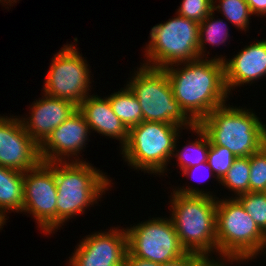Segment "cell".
<instances>
[{
  "instance_id": "9c48e42d",
  "label": "cell",
  "mask_w": 266,
  "mask_h": 266,
  "mask_svg": "<svg viewBox=\"0 0 266 266\" xmlns=\"http://www.w3.org/2000/svg\"><path fill=\"white\" fill-rule=\"evenodd\" d=\"M90 72L78 48L74 44H66L52 59L43 91L78 107L89 96Z\"/></svg>"
},
{
  "instance_id": "4316f807",
  "label": "cell",
  "mask_w": 266,
  "mask_h": 266,
  "mask_svg": "<svg viewBox=\"0 0 266 266\" xmlns=\"http://www.w3.org/2000/svg\"><path fill=\"white\" fill-rule=\"evenodd\" d=\"M213 11V0H182L177 14L201 23Z\"/></svg>"
},
{
  "instance_id": "ffe728a7",
  "label": "cell",
  "mask_w": 266,
  "mask_h": 266,
  "mask_svg": "<svg viewBox=\"0 0 266 266\" xmlns=\"http://www.w3.org/2000/svg\"><path fill=\"white\" fill-rule=\"evenodd\" d=\"M191 131L196 133L198 138L193 142H188L181 150H177L176 143L174 147L173 157L177 158L178 167L182 170L194 167L201 163L207 162L208 151L210 148V139L205 131L195 124L190 128ZM176 151V152H175ZM176 153V154H175Z\"/></svg>"
},
{
  "instance_id": "7c38bea8",
  "label": "cell",
  "mask_w": 266,
  "mask_h": 266,
  "mask_svg": "<svg viewBox=\"0 0 266 266\" xmlns=\"http://www.w3.org/2000/svg\"><path fill=\"white\" fill-rule=\"evenodd\" d=\"M118 228L87 235L69 257V266H124L128 238L126 229Z\"/></svg>"
},
{
  "instance_id": "7a4b0ae2",
  "label": "cell",
  "mask_w": 266,
  "mask_h": 266,
  "mask_svg": "<svg viewBox=\"0 0 266 266\" xmlns=\"http://www.w3.org/2000/svg\"><path fill=\"white\" fill-rule=\"evenodd\" d=\"M215 196L198 187L173 189L170 218L187 252L199 253L208 258L211 252L217 253Z\"/></svg>"
},
{
  "instance_id": "30bf717a",
  "label": "cell",
  "mask_w": 266,
  "mask_h": 266,
  "mask_svg": "<svg viewBox=\"0 0 266 266\" xmlns=\"http://www.w3.org/2000/svg\"><path fill=\"white\" fill-rule=\"evenodd\" d=\"M128 252L135 257L165 264L187 253L169 217L152 218L126 229Z\"/></svg>"
},
{
  "instance_id": "44dd1931",
  "label": "cell",
  "mask_w": 266,
  "mask_h": 266,
  "mask_svg": "<svg viewBox=\"0 0 266 266\" xmlns=\"http://www.w3.org/2000/svg\"><path fill=\"white\" fill-rule=\"evenodd\" d=\"M214 11H212L206 19H204L199 25V56L200 58H205L204 56L206 50L205 45L207 43L213 46L225 43L228 40L229 29L227 28V23L223 22L222 19H217L213 17ZM214 19V20H213ZM207 42V43H205Z\"/></svg>"
},
{
  "instance_id": "d4e9b609",
  "label": "cell",
  "mask_w": 266,
  "mask_h": 266,
  "mask_svg": "<svg viewBox=\"0 0 266 266\" xmlns=\"http://www.w3.org/2000/svg\"><path fill=\"white\" fill-rule=\"evenodd\" d=\"M250 192H266V144L249 157Z\"/></svg>"
},
{
  "instance_id": "d6a6232c",
  "label": "cell",
  "mask_w": 266,
  "mask_h": 266,
  "mask_svg": "<svg viewBox=\"0 0 266 266\" xmlns=\"http://www.w3.org/2000/svg\"><path fill=\"white\" fill-rule=\"evenodd\" d=\"M0 2H1V4L3 3V4H5V5H9V6H11V4L13 3L14 4V2L16 3L17 1L16 0H0ZM9 3V4H8Z\"/></svg>"
},
{
  "instance_id": "2e32d148",
  "label": "cell",
  "mask_w": 266,
  "mask_h": 266,
  "mask_svg": "<svg viewBox=\"0 0 266 266\" xmlns=\"http://www.w3.org/2000/svg\"><path fill=\"white\" fill-rule=\"evenodd\" d=\"M225 84L230 95L231 89L249 84L266 77V39L246 45L231 60L225 59Z\"/></svg>"
},
{
  "instance_id": "cb8c5ba5",
  "label": "cell",
  "mask_w": 266,
  "mask_h": 266,
  "mask_svg": "<svg viewBox=\"0 0 266 266\" xmlns=\"http://www.w3.org/2000/svg\"><path fill=\"white\" fill-rule=\"evenodd\" d=\"M236 199L251 216L259 229L266 235V192H248Z\"/></svg>"
},
{
  "instance_id": "1f68e13d",
  "label": "cell",
  "mask_w": 266,
  "mask_h": 266,
  "mask_svg": "<svg viewBox=\"0 0 266 266\" xmlns=\"http://www.w3.org/2000/svg\"><path fill=\"white\" fill-rule=\"evenodd\" d=\"M7 215H4L2 212H0V229L3 228L2 226L6 224V217Z\"/></svg>"
},
{
  "instance_id": "836d02e7",
  "label": "cell",
  "mask_w": 266,
  "mask_h": 266,
  "mask_svg": "<svg viewBox=\"0 0 266 266\" xmlns=\"http://www.w3.org/2000/svg\"><path fill=\"white\" fill-rule=\"evenodd\" d=\"M264 250H265V252H264V253H266V241H265V245H264Z\"/></svg>"
},
{
  "instance_id": "6da1fadb",
  "label": "cell",
  "mask_w": 266,
  "mask_h": 266,
  "mask_svg": "<svg viewBox=\"0 0 266 266\" xmlns=\"http://www.w3.org/2000/svg\"><path fill=\"white\" fill-rule=\"evenodd\" d=\"M225 59V56L198 58L164 69L175 100L195 124L228 101L223 63Z\"/></svg>"
},
{
  "instance_id": "5bb4252c",
  "label": "cell",
  "mask_w": 266,
  "mask_h": 266,
  "mask_svg": "<svg viewBox=\"0 0 266 266\" xmlns=\"http://www.w3.org/2000/svg\"><path fill=\"white\" fill-rule=\"evenodd\" d=\"M90 132L84 116L77 109L39 145L41 161L67 162L66 159L71 157L70 162H84L76 156L85 148Z\"/></svg>"
},
{
  "instance_id": "4dcf8cb0",
  "label": "cell",
  "mask_w": 266,
  "mask_h": 266,
  "mask_svg": "<svg viewBox=\"0 0 266 266\" xmlns=\"http://www.w3.org/2000/svg\"><path fill=\"white\" fill-rule=\"evenodd\" d=\"M246 2L249 5L250 11L253 15H264L266 17V0H246Z\"/></svg>"
},
{
  "instance_id": "d6986e66",
  "label": "cell",
  "mask_w": 266,
  "mask_h": 266,
  "mask_svg": "<svg viewBox=\"0 0 266 266\" xmlns=\"http://www.w3.org/2000/svg\"><path fill=\"white\" fill-rule=\"evenodd\" d=\"M108 100L113 112L128 130L143 121L138 99L127 85L108 96Z\"/></svg>"
},
{
  "instance_id": "4fadbf2b",
  "label": "cell",
  "mask_w": 266,
  "mask_h": 266,
  "mask_svg": "<svg viewBox=\"0 0 266 266\" xmlns=\"http://www.w3.org/2000/svg\"><path fill=\"white\" fill-rule=\"evenodd\" d=\"M40 162L39 145L26 132L20 117L0 116V166L26 172Z\"/></svg>"
},
{
  "instance_id": "484cf974",
  "label": "cell",
  "mask_w": 266,
  "mask_h": 266,
  "mask_svg": "<svg viewBox=\"0 0 266 266\" xmlns=\"http://www.w3.org/2000/svg\"><path fill=\"white\" fill-rule=\"evenodd\" d=\"M235 158L236 156L229 149L210 144L207 163L213 170L214 176L216 177L215 179H217L218 182L230 169Z\"/></svg>"
},
{
  "instance_id": "7402d4cb",
  "label": "cell",
  "mask_w": 266,
  "mask_h": 266,
  "mask_svg": "<svg viewBox=\"0 0 266 266\" xmlns=\"http://www.w3.org/2000/svg\"><path fill=\"white\" fill-rule=\"evenodd\" d=\"M249 178V157H236L233 160L232 166L219 183L233 191L236 198V196L249 192Z\"/></svg>"
},
{
  "instance_id": "5b68a950",
  "label": "cell",
  "mask_w": 266,
  "mask_h": 266,
  "mask_svg": "<svg viewBox=\"0 0 266 266\" xmlns=\"http://www.w3.org/2000/svg\"><path fill=\"white\" fill-rule=\"evenodd\" d=\"M250 110L225 103L198 124L211 145L225 147L236 157H250L266 144V125Z\"/></svg>"
},
{
  "instance_id": "603a6c76",
  "label": "cell",
  "mask_w": 266,
  "mask_h": 266,
  "mask_svg": "<svg viewBox=\"0 0 266 266\" xmlns=\"http://www.w3.org/2000/svg\"><path fill=\"white\" fill-rule=\"evenodd\" d=\"M217 0H213V11H221L227 21L235 25L239 30L246 31L249 28L250 11L246 0H218L219 4L215 5ZM219 9V10H218Z\"/></svg>"
},
{
  "instance_id": "3957f363",
  "label": "cell",
  "mask_w": 266,
  "mask_h": 266,
  "mask_svg": "<svg viewBox=\"0 0 266 266\" xmlns=\"http://www.w3.org/2000/svg\"><path fill=\"white\" fill-rule=\"evenodd\" d=\"M54 167L57 186L56 230L70 217L85 212L98 202L111 185L103 172L84 162H49Z\"/></svg>"
},
{
  "instance_id": "e0dca14e",
  "label": "cell",
  "mask_w": 266,
  "mask_h": 266,
  "mask_svg": "<svg viewBox=\"0 0 266 266\" xmlns=\"http://www.w3.org/2000/svg\"><path fill=\"white\" fill-rule=\"evenodd\" d=\"M78 110L84 116L90 131L119 140L121 148L127 143L129 130L113 112L108 97L89 95L79 104Z\"/></svg>"
},
{
  "instance_id": "9a60e30c",
  "label": "cell",
  "mask_w": 266,
  "mask_h": 266,
  "mask_svg": "<svg viewBox=\"0 0 266 266\" xmlns=\"http://www.w3.org/2000/svg\"><path fill=\"white\" fill-rule=\"evenodd\" d=\"M42 94L43 98L30 106V117L20 118L26 132L38 145L78 109L70 101Z\"/></svg>"
},
{
  "instance_id": "8992f818",
  "label": "cell",
  "mask_w": 266,
  "mask_h": 266,
  "mask_svg": "<svg viewBox=\"0 0 266 266\" xmlns=\"http://www.w3.org/2000/svg\"><path fill=\"white\" fill-rule=\"evenodd\" d=\"M181 129L184 128L176 124L152 121L131 127L127 143L120 148L124 161L136 170L163 175L173 158Z\"/></svg>"
},
{
  "instance_id": "ba28073f",
  "label": "cell",
  "mask_w": 266,
  "mask_h": 266,
  "mask_svg": "<svg viewBox=\"0 0 266 266\" xmlns=\"http://www.w3.org/2000/svg\"><path fill=\"white\" fill-rule=\"evenodd\" d=\"M135 72L127 86L138 99L143 121L176 124L184 129L195 125L175 100L164 69L141 64Z\"/></svg>"
},
{
  "instance_id": "f546056e",
  "label": "cell",
  "mask_w": 266,
  "mask_h": 266,
  "mask_svg": "<svg viewBox=\"0 0 266 266\" xmlns=\"http://www.w3.org/2000/svg\"><path fill=\"white\" fill-rule=\"evenodd\" d=\"M124 266H161V264L132 256L129 252H127Z\"/></svg>"
},
{
  "instance_id": "277c9868",
  "label": "cell",
  "mask_w": 266,
  "mask_h": 266,
  "mask_svg": "<svg viewBox=\"0 0 266 266\" xmlns=\"http://www.w3.org/2000/svg\"><path fill=\"white\" fill-rule=\"evenodd\" d=\"M216 223L217 253L223 260L217 259L219 266L227 260L240 264L264 252L266 235L235 197H217Z\"/></svg>"
},
{
  "instance_id": "f1b7e54d",
  "label": "cell",
  "mask_w": 266,
  "mask_h": 266,
  "mask_svg": "<svg viewBox=\"0 0 266 266\" xmlns=\"http://www.w3.org/2000/svg\"><path fill=\"white\" fill-rule=\"evenodd\" d=\"M201 169H202V172L204 171V170H206L207 172H208V174H207V176H206V171H204V174H205V177H203V178H205V179H200L201 177H196V175H199V174H197V172L198 171H201ZM209 169V170H208ZM195 172H196V174H195ZM199 173V172H198ZM182 174L184 175V176H190V178H192V179H195L196 178V180H198V178L200 179V180H198L199 182L200 181H206V180H208L209 179V177H211L214 173H213V170L210 168V166L208 165V163L207 162H204V163H201V164H199V165H195L194 167H189V168H186V169H184V170H182ZM194 174H195V176H194ZM202 174V173H201ZM195 177V178H194Z\"/></svg>"
},
{
  "instance_id": "83f0119b",
  "label": "cell",
  "mask_w": 266,
  "mask_h": 266,
  "mask_svg": "<svg viewBox=\"0 0 266 266\" xmlns=\"http://www.w3.org/2000/svg\"><path fill=\"white\" fill-rule=\"evenodd\" d=\"M161 266H219V261L211 260L199 253L187 252L176 260L166 262Z\"/></svg>"
},
{
  "instance_id": "52a82bcc",
  "label": "cell",
  "mask_w": 266,
  "mask_h": 266,
  "mask_svg": "<svg viewBox=\"0 0 266 266\" xmlns=\"http://www.w3.org/2000/svg\"><path fill=\"white\" fill-rule=\"evenodd\" d=\"M199 25L176 14L169 21L153 26L144 54L148 59L142 65L165 69L200 58Z\"/></svg>"
},
{
  "instance_id": "ac0fdd59",
  "label": "cell",
  "mask_w": 266,
  "mask_h": 266,
  "mask_svg": "<svg viewBox=\"0 0 266 266\" xmlns=\"http://www.w3.org/2000/svg\"><path fill=\"white\" fill-rule=\"evenodd\" d=\"M23 187L24 172L0 166V212L4 215L10 210L22 212L24 203Z\"/></svg>"
},
{
  "instance_id": "8fae6325",
  "label": "cell",
  "mask_w": 266,
  "mask_h": 266,
  "mask_svg": "<svg viewBox=\"0 0 266 266\" xmlns=\"http://www.w3.org/2000/svg\"><path fill=\"white\" fill-rule=\"evenodd\" d=\"M24 203L22 212L32 214L46 235L56 230L57 186L54 167L49 162H40L24 172Z\"/></svg>"
}]
</instances>
